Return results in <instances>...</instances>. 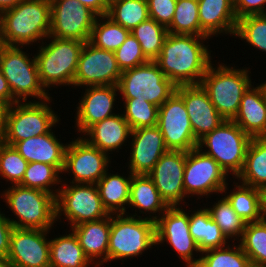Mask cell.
<instances>
[{
	"label": "cell",
	"mask_w": 266,
	"mask_h": 267,
	"mask_svg": "<svg viewBox=\"0 0 266 267\" xmlns=\"http://www.w3.org/2000/svg\"><path fill=\"white\" fill-rule=\"evenodd\" d=\"M2 198L17 217L8 220L15 228L50 230L56 218V197L48 192L11 185L3 191Z\"/></svg>",
	"instance_id": "3"
},
{
	"label": "cell",
	"mask_w": 266,
	"mask_h": 267,
	"mask_svg": "<svg viewBox=\"0 0 266 267\" xmlns=\"http://www.w3.org/2000/svg\"><path fill=\"white\" fill-rule=\"evenodd\" d=\"M185 162L186 152L168 150L147 174L169 207L179 206L186 197L183 185Z\"/></svg>",
	"instance_id": "19"
},
{
	"label": "cell",
	"mask_w": 266,
	"mask_h": 267,
	"mask_svg": "<svg viewBox=\"0 0 266 267\" xmlns=\"http://www.w3.org/2000/svg\"><path fill=\"white\" fill-rule=\"evenodd\" d=\"M168 150L188 152L198 145L183 99L175 92L158 110V123Z\"/></svg>",
	"instance_id": "13"
},
{
	"label": "cell",
	"mask_w": 266,
	"mask_h": 267,
	"mask_svg": "<svg viewBox=\"0 0 266 267\" xmlns=\"http://www.w3.org/2000/svg\"><path fill=\"white\" fill-rule=\"evenodd\" d=\"M252 137L245 133L233 120H225L212 132L198 140L197 147L216 160L228 175L234 178L241 173L246 152ZM203 146L208 148L202 149Z\"/></svg>",
	"instance_id": "7"
},
{
	"label": "cell",
	"mask_w": 266,
	"mask_h": 267,
	"mask_svg": "<svg viewBox=\"0 0 266 267\" xmlns=\"http://www.w3.org/2000/svg\"><path fill=\"white\" fill-rule=\"evenodd\" d=\"M117 86L123 99L140 98L158 107L176 90L155 61L123 71Z\"/></svg>",
	"instance_id": "10"
},
{
	"label": "cell",
	"mask_w": 266,
	"mask_h": 267,
	"mask_svg": "<svg viewBox=\"0 0 266 267\" xmlns=\"http://www.w3.org/2000/svg\"><path fill=\"white\" fill-rule=\"evenodd\" d=\"M123 101L125 104L123 117L132 130L157 125L158 106L140 98L124 99Z\"/></svg>",
	"instance_id": "42"
},
{
	"label": "cell",
	"mask_w": 266,
	"mask_h": 267,
	"mask_svg": "<svg viewBox=\"0 0 266 267\" xmlns=\"http://www.w3.org/2000/svg\"><path fill=\"white\" fill-rule=\"evenodd\" d=\"M14 226L0 211V256L7 257L10 245V236Z\"/></svg>",
	"instance_id": "48"
},
{
	"label": "cell",
	"mask_w": 266,
	"mask_h": 267,
	"mask_svg": "<svg viewBox=\"0 0 266 267\" xmlns=\"http://www.w3.org/2000/svg\"><path fill=\"white\" fill-rule=\"evenodd\" d=\"M10 104L0 100V142L3 141L6 132L7 114Z\"/></svg>",
	"instance_id": "51"
},
{
	"label": "cell",
	"mask_w": 266,
	"mask_h": 267,
	"mask_svg": "<svg viewBox=\"0 0 266 267\" xmlns=\"http://www.w3.org/2000/svg\"><path fill=\"white\" fill-rule=\"evenodd\" d=\"M169 33L201 36L198 0H177Z\"/></svg>",
	"instance_id": "39"
},
{
	"label": "cell",
	"mask_w": 266,
	"mask_h": 267,
	"mask_svg": "<svg viewBox=\"0 0 266 267\" xmlns=\"http://www.w3.org/2000/svg\"><path fill=\"white\" fill-rule=\"evenodd\" d=\"M113 22L132 30L141 22L148 20L147 0H122L108 7L106 14Z\"/></svg>",
	"instance_id": "36"
},
{
	"label": "cell",
	"mask_w": 266,
	"mask_h": 267,
	"mask_svg": "<svg viewBox=\"0 0 266 267\" xmlns=\"http://www.w3.org/2000/svg\"><path fill=\"white\" fill-rule=\"evenodd\" d=\"M131 132L123 114H115L90 126L84 132L89 138L85 136L84 139L109 155V152L121 149V145L131 138Z\"/></svg>",
	"instance_id": "25"
},
{
	"label": "cell",
	"mask_w": 266,
	"mask_h": 267,
	"mask_svg": "<svg viewBox=\"0 0 266 267\" xmlns=\"http://www.w3.org/2000/svg\"><path fill=\"white\" fill-rule=\"evenodd\" d=\"M263 219H266V189L262 190Z\"/></svg>",
	"instance_id": "54"
},
{
	"label": "cell",
	"mask_w": 266,
	"mask_h": 267,
	"mask_svg": "<svg viewBox=\"0 0 266 267\" xmlns=\"http://www.w3.org/2000/svg\"><path fill=\"white\" fill-rule=\"evenodd\" d=\"M49 36L88 42L97 15L77 0H50Z\"/></svg>",
	"instance_id": "15"
},
{
	"label": "cell",
	"mask_w": 266,
	"mask_h": 267,
	"mask_svg": "<svg viewBox=\"0 0 266 267\" xmlns=\"http://www.w3.org/2000/svg\"><path fill=\"white\" fill-rule=\"evenodd\" d=\"M234 36L266 52V14L249 15L237 20Z\"/></svg>",
	"instance_id": "43"
},
{
	"label": "cell",
	"mask_w": 266,
	"mask_h": 267,
	"mask_svg": "<svg viewBox=\"0 0 266 267\" xmlns=\"http://www.w3.org/2000/svg\"><path fill=\"white\" fill-rule=\"evenodd\" d=\"M198 7L201 36L234 35L238 20L234 0H198Z\"/></svg>",
	"instance_id": "24"
},
{
	"label": "cell",
	"mask_w": 266,
	"mask_h": 267,
	"mask_svg": "<svg viewBox=\"0 0 266 267\" xmlns=\"http://www.w3.org/2000/svg\"><path fill=\"white\" fill-rule=\"evenodd\" d=\"M4 45L5 44H4L3 35H2V21H1V13H0V49H2Z\"/></svg>",
	"instance_id": "55"
},
{
	"label": "cell",
	"mask_w": 266,
	"mask_h": 267,
	"mask_svg": "<svg viewBox=\"0 0 266 267\" xmlns=\"http://www.w3.org/2000/svg\"><path fill=\"white\" fill-rule=\"evenodd\" d=\"M50 100L15 102L10 105L2 142L13 146L21 140L49 133L60 121V117L47 105L52 102Z\"/></svg>",
	"instance_id": "9"
},
{
	"label": "cell",
	"mask_w": 266,
	"mask_h": 267,
	"mask_svg": "<svg viewBox=\"0 0 266 267\" xmlns=\"http://www.w3.org/2000/svg\"><path fill=\"white\" fill-rule=\"evenodd\" d=\"M189 232L203 251L220 248L228 244V238L212 219L207 209L196 210L189 216ZM227 241V242H226Z\"/></svg>",
	"instance_id": "31"
},
{
	"label": "cell",
	"mask_w": 266,
	"mask_h": 267,
	"mask_svg": "<svg viewBox=\"0 0 266 267\" xmlns=\"http://www.w3.org/2000/svg\"><path fill=\"white\" fill-rule=\"evenodd\" d=\"M189 214L179 206L169 207L155 221L156 246L167 242L187 263L186 267H197L200 258H193V251H201L189 232Z\"/></svg>",
	"instance_id": "14"
},
{
	"label": "cell",
	"mask_w": 266,
	"mask_h": 267,
	"mask_svg": "<svg viewBox=\"0 0 266 267\" xmlns=\"http://www.w3.org/2000/svg\"><path fill=\"white\" fill-rule=\"evenodd\" d=\"M149 17L168 28L171 25L177 0H147Z\"/></svg>",
	"instance_id": "46"
},
{
	"label": "cell",
	"mask_w": 266,
	"mask_h": 267,
	"mask_svg": "<svg viewBox=\"0 0 266 267\" xmlns=\"http://www.w3.org/2000/svg\"><path fill=\"white\" fill-rule=\"evenodd\" d=\"M50 267H88L92 263L85 255L72 231L50 239Z\"/></svg>",
	"instance_id": "32"
},
{
	"label": "cell",
	"mask_w": 266,
	"mask_h": 267,
	"mask_svg": "<svg viewBox=\"0 0 266 267\" xmlns=\"http://www.w3.org/2000/svg\"><path fill=\"white\" fill-rule=\"evenodd\" d=\"M66 182L56 196V218L62 214L67 218L70 227L84 222L97 221L110 214L103 206L96 184ZM63 212V213H62Z\"/></svg>",
	"instance_id": "11"
},
{
	"label": "cell",
	"mask_w": 266,
	"mask_h": 267,
	"mask_svg": "<svg viewBox=\"0 0 266 267\" xmlns=\"http://www.w3.org/2000/svg\"><path fill=\"white\" fill-rule=\"evenodd\" d=\"M128 169L132 175H147L168 151L159 127H142L131 132Z\"/></svg>",
	"instance_id": "21"
},
{
	"label": "cell",
	"mask_w": 266,
	"mask_h": 267,
	"mask_svg": "<svg viewBox=\"0 0 266 267\" xmlns=\"http://www.w3.org/2000/svg\"><path fill=\"white\" fill-rule=\"evenodd\" d=\"M155 245V221L148 216L110 214L108 261L138 257Z\"/></svg>",
	"instance_id": "6"
},
{
	"label": "cell",
	"mask_w": 266,
	"mask_h": 267,
	"mask_svg": "<svg viewBox=\"0 0 266 267\" xmlns=\"http://www.w3.org/2000/svg\"><path fill=\"white\" fill-rule=\"evenodd\" d=\"M118 1H122V0H104V2H105V4H106L107 8H108L109 6H111L112 4L118 2Z\"/></svg>",
	"instance_id": "57"
},
{
	"label": "cell",
	"mask_w": 266,
	"mask_h": 267,
	"mask_svg": "<svg viewBox=\"0 0 266 267\" xmlns=\"http://www.w3.org/2000/svg\"><path fill=\"white\" fill-rule=\"evenodd\" d=\"M228 175L214 158L198 147L186 152L183 175L185 195L209 196L212 193H225L228 189Z\"/></svg>",
	"instance_id": "12"
},
{
	"label": "cell",
	"mask_w": 266,
	"mask_h": 267,
	"mask_svg": "<svg viewBox=\"0 0 266 267\" xmlns=\"http://www.w3.org/2000/svg\"><path fill=\"white\" fill-rule=\"evenodd\" d=\"M266 0H234V12L237 19L249 15L266 14Z\"/></svg>",
	"instance_id": "47"
},
{
	"label": "cell",
	"mask_w": 266,
	"mask_h": 267,
	"mask_svg": "<svg viewBox=\"0 0 266 267\" xmlns=\"http://www.w3.org/2000/svg\"><path fill=\"white\" fill-rule=\"evenodd\" d=\"M109 158L107 153L78 137L67 143L62 172L73 174L70 183L96 184L109 170Z\"/></svg>",
	"instance_id": "16"
},
{
	"label": "cell",
	"mask_w": 266,
	"mask_h": 267,
	"mask_svg": "<svg viewBox=\"0 0 266 267\" xmlns=\"http://www.w3.org/2000/svg\"><path fill=\"white\" fill-rule=\"evenodd\" d=\"M212 65L211 63L200 85L218 113L225 120H233L244 93L252 85L249 71L247 68L235 69L221 63H218L217 68Z\"/></svg>",
	"instance_id": "4"
},
{
	"label": "cell",
	"mask_w": 266,
	"mask_h": 267,
	"mask_svg": "<svg viewBox=\"0 0 266 267\" xmlns=\"http://www.w3.org/2000/svg\"><path fill=\"white\" fill-rule=\"evenodd\" d=\"M13 147L28 163L40 162L53 165L62 173L67 144L58 141L52 130L49 133L16 142Z\"/></svg>",
	"instance_id": "23"
},
{
	"label": "cell",
	"mask_w": 266,
	"mask_h": 267,
	"mask_svg": "<svg viewBox=\"0 0 266 267\" xmlns=\"http://www.w3.org/2000/svg\"><path fill=\"white\" fill-rule=\"evenodd\" d=\"M197 267H244L249 257L243 252L241 245H231L203 251ZM205 254V255H203Z\"/></svg>",
	"instance_id": "41"
},
{
	"label": "cell",
	"mask_w": 266,
	"mask_h": 267,
	"mask_svg": "<svg viewBox=\"0 0 266 267\" xmlns=\"http://www.w3.org/2000/svg\"><path fill=\"white\" fill-rule=\"evenodd\" d=\"M239 242L249 261L266 267V219L246 223Z\"/></svg>",
	"instance_id": "38"
},
{
	"label": "cell",
	"mask_w": 266,
	"mask_h": 267,
	"mask_svg": "<svg viewBox=\"0 0 266 267\" xmlns=\"http://www.w3.org/2000/svg\"><path fill=\"white\" fill-rule=\"evenodd\" d=\"M236 179L243 185L266 189V136L252 137L244 167Z\"/></svg>",
	"instance_id": "30"
},
{
	"label": "cell",
	"mask_w": 266,
	"mask_h": 267,
	"mask_svg": "<svg viewBox=\"0 0 266 267\" xmlns=\"http://www.w3.org/2000/svg\"><path fill=\"white\" fill-rule=\"evenodd\" d=\"M32 58L20 46L4 45L0 52V70L18 102H27L29 96L40 101L51 98L40 81L35 56Z\"/></svg>",
	"instance_id": "8"
},
{
	"label": "cell",
	"mask_w": 266,
	"mask_h": 267,
	"mask_svg": "<svg viewBox=\"0 0 266 267\" xmlns=\"http://www.w3.org/2000/svg\"><path fill=\"white\" fill-rule=\"evenodd\" d=\"M59 173L61 174V172L53 165L31 162L28 163L23 179L19 184L24 187L51 193L56 197L60 186L55 190L50 188L54 185L62 184L61 182L63 180L59 178Z\"/></svg>",
	"instance_id": "37"
},
{
	"label": "cell",
	"mask_w": 266,
	"mask_h": 267,
	"mask_svg": "<svg viewBox=\"0 0 266 267\" xmlns=\"http://www.w3.org/2000/svg\"><path fill=\"white\" fill-rule=\"evenodd\" d=\"M28 162L10 145L0 142V176L12 185L19 184L24 176Z\"/></svg>",
	"instance_id": "44"
},
{
	"label": "cell",
	"mask_w": 266,
	"mask_h": 267,
	"mask_svg": "<svg viewBox=\"0 0 266 267\" xmlns=\"http://www.w3.org/2000/svg\"><path fill=\"white\" fill-rule=\"evenodd\" d=\"M50 230L15 228L10 236L8 259L13 267H50Z\"/></svg>",
	"instance_id": "18"
},
{
	"label": "cell",
	"mask_w": 266,
	"mask_h": 267,
	"mask_svg": "<svg viewBox=\"0 0 266 267\" xmlns=\"http://www.w3.org/2000/svg\"><path fill=\"white\" fill-rule=\"evenodd\" d=\"M175 92L185 103L193 134L197 140L212 132L225 121L200 84L180 85L176 87Z\"/></svg>",
	"instance_id": "20"
},
{
	"label": "cell",
	"mask_w": 266,
	"mask_h": 267,
	"mask_svg": "<svg viewBox=\"0 0 266 267\" xmlns=\"http://www.w3.org/2000/svg\"><path fill=\"white\" fill-rule=\"evenodd\" d=\"M71 230L77 236L85 255L93 262L92 265L97 258L95 267L108 262L110 215L97 221L81 223Z\"/></svg>",
	"instance_id": "26"
},
{
	"label": "cell",
	"mask_w": 266,
	"mask_h": 267,
	"mask_svg": "<svg viewBox=\"0 0 266 267\" xmlns=\"http://www.w3.org/2000/svg\"><path fill=\"white\" fill-rule=\"evenodd\" d=\"M132 174L128 177L119 174L105 175L96 183L103 206L109 214H125L129 205V192Z\"/></svg>",
	"instance_id": "29"
},
{
	"label": "cell",
	"mask_w": 266,
	"mask_h": 267,
	"mask_svg": "<svg viewBox=\"0 0 266 267\" xmlns=\"http://www.w3.org/2000/svg\"><path fill=\"white\" fill-rule=\"evenodd\" d=\"M128 206H133L135 209L137 208L143 214H146L147 212L152 214L158 212V216L149 214V219L153 221L160 218V216L169 208L166 202L161 198L154 182L145 174L132 175Z\"/></svg>",
	"instance_id": "28"
},
{
	"label": "cell",
	"mask_w": 266,
	"mask_h": 267,
	"mask_svg": "<svg viewBox=\"0 0 266 267\" xmlns=\"http://www.w3.org/2000/svg\"><path fill=\"white\" fill-rule=\"evenodd\" d=\"M130 33V30L113 22L106 15L97 16L88 42L96 48L115 52Z\"/></svg>",
	"instance_id": "34"
},
{
	"label": "cell",
	"mask_w": 266,
	"mask_h": 267,
	"mask_svg": "<svg viewBox=\"0 0 266 267\" xmlns=\"http://www.w3.org/2000/svg\"><path fill=\"white\" fill-rule=\"evenodd\" d=\"M233 191L225 198L242 220L252 223L263 219L262 190L236 183Z\"/></svg>",
	"instance_id": "33"
},
{
	"label": "cell",
	"mask_w": 266,
	"mask_h": 267,
	"mask_svg": "<svg viewBox=\"0 0 266 267\" xmlns=\"http://www.w3.org/2000/svg\"><path fill=\"white\" fill-rule=\"evenodd\" d=\"M48 38H51L50 43H41L37 55H34L42 85L47 90L52 86L74 85L78 60L85 42L52 36Z\"/></svg>",
	"instance_id": "5"
},
{
	"label": "cell",
	"mask_w": 266,
	"mask_h": 267,
	"mask_svg": "<svg viewBox=\"0 0 266 267\" xmlns=\"http://www.w3.org/2000/svg\"><path fill=\"white\" fill-rule=\"evenodd\" d=\"M80 4L88 7L97 16H104L107 14L108 8L104 0H77Z\"/></svg>",
	"instance_id": "49"
},
{
	"label": "cell",
	"mask_w": 266,
	"mask_h": 267,
	"mask_svg": "<svg viewBox=\"0 0 266 267\" xmlns=\"http://www.w3.org/2000/svg\"><path fill=\"white\" fill-rule=\"evenodd\" d=\"M117 91H119L117 85L86 87L75 117L78 132L84 133L93 124L115 115L112 110L118 95Z\"/></svg>",
	"instance_id": "22"
},
{
	"label": "cell",
	"mask_w": 266,
	"mask_h": 267,
	"mask_svg": "<svg viewBox=\"0 0 266 267\" xmlns=\"http://www.w3.org/2000/svg\"><path fill=\"white\" fill-rule=\"evenodd\" d=\"M213 207L206 208L214 220V222L220 227L222 232L229 239L234 238V242L237 238H242L243 231L246 226V222L242 220L237 213L231 207V204L224 197L218 200V202L212 205Z\"/></svg>",
	"instance_id": "40"
},
{
	"label": "cell",
	"mask_w": 266,
	"mask_h": 267,
	"mask_svg": "<svg viewBox=\"0 0 266 267\" xmlns=\"http://www.w3.org/2000/svg\"><path fill=\"white\" fill-rule=\"evenodd\" d=\"M121 74L114 52L85 42L78 60L74 87L118 85Z\"/></svg>",
	"instance_id": "17"
},
{
	"label": "cell",
	"mask_w": 266,
	"mask_h": 267,
	"mask_svg": "<svg viewBox=\"0 0 266 267\" xmlns=\"http://www.w3.org/2000/svg\"><path fill=\"white\" fill-rule=\"evenodd\" d=\"M260 85L262 87V91H263V94H264L265 99H266V81L263 84L261 83Z\"/></svg>",
	"instance_id": "58"
},
{
	"label": "cell",
	"mask_w": 266,
	"mask_h": 267,
	"mask_svg": "<svg viewBox=\"0 0 266 267\" xmlns=\"http://www.w3.org/2000/svg\"><path fill=\"white\" fill-rule=\"evenodd\" d=\"M0 267H13L8 257L0 256Z\"/></svg>",
	"instance_id": "53"
},
{
	"label": "cell",
	"mask_w": 266,
	"mask_h": 267,
	"mask_svg": "<svg viewBox=\"0 0 266 267\" xmlns=\"http://www.w3.org/2000/svg\"><path fill=\"white\" fill-rule=\"evenodd\" d=\"M22 0H0V13L14 8Z\"/></svg>",
	"instance_id": "52"
},
{
	"label": "cell",
	"mask_w": 266,
	"mask_h": 267,
	"mask_svg": "<svg viewBox=\"0 0 266 267\" xmlns=\"http://www.w3.org/2000/svg\"><path fill=\"white\" fill-rule=\"evenodd\" d=\"M0 100L9 103L10 105L18 102L12 95L8 82L0 70Z\"/></svg>",
	"instance_id": "50"
},
{
	"label": "cell",
	"mask_w": 266,
	"mask_h": 267,
	"mask_svg": "<svg viewBox=\"0 0 266 267\" xmlns=\"http://www.w3.org/2000/svg\"><path fill=\"white\" fill-rule=\"evenodd\" d=\"M244 267H263L260 264L253 262V261H248Z\"/></svg>",
	"instance_id": "56"
},
{
	"label": "cell",
	"mask_w": 266,
	"mask_h": 267,
	"mask_svg": "<svg viewBox=\"0 0 266 267\" xmlns=\"http://www.w3.org/2000/svg\"><path fill=\"white\" fill-rule=\"evenodd\" d=\"M120 70L126 71L147 63L149 60L141 50L139 41L130 33L127 39L114 52Z\"/></svg>",
	"instance_id": "45"
},
{
	"label": "cell",
	"mask_w": 266,
	"mask_h": 267,
	"mask_svg": "<svg viewBox=\"0 0 266 267\" xmlns=\"http://www.w3.org/2000/svg\"><path fill=\"white\" fill-rule=\"evenodd\" d=\"M206 39L210 38L172 33L167 35L161 53L154 61L176 87L200 84L212 62L211 53L203 44Z\"/></svg>",
	"instance_id": "1"
},
{
	"label": "cell",
	"mask_w": 266,
	"mask_h": 267,
	"mask_svg": "<svg viewBox=\"0 0 266 267\" xmlns=\"http://www.w3.org/2000/svg\"><path fill=\"white\" fill-rule=\"evenodd\" d=\"M233 121L251 137L266 136V99L261 85L244 93Z\"/></svg>",
	"instance_id": "27"
},
{
	"label": "cell",
	"mask_w": 266,
	"mask_h": 267,
	"mask_svg": "<svg viewBox=\"0 0 266 267\" xmlns=\"http://www.w3.org/2000/svg\"><path fill=\"white\" fill-rule=\"evenodd\" d=\"M131 33L139 41L141 50L149 61H154L159 56L169 34L166 27L151 18L141 22Z\"/></svg>",
	"instance_id": "35"
},
{
	"label": "cell",
	"mask_w": 266,
	"mask_h": 267,
	"mask_svg": "<svg viewBox=\"0 0 266 267\" xmlns=\"http://www.w3.org/2000/svg\"><path fill=\"white\" fill-rule=\"evenodd\" d=\"M50 0H22L14 8L1 13L5 45H32L50 34ZM43 38V39H42Z\"/></svg>",
	"instance_id": "2"
}]
</instances>
